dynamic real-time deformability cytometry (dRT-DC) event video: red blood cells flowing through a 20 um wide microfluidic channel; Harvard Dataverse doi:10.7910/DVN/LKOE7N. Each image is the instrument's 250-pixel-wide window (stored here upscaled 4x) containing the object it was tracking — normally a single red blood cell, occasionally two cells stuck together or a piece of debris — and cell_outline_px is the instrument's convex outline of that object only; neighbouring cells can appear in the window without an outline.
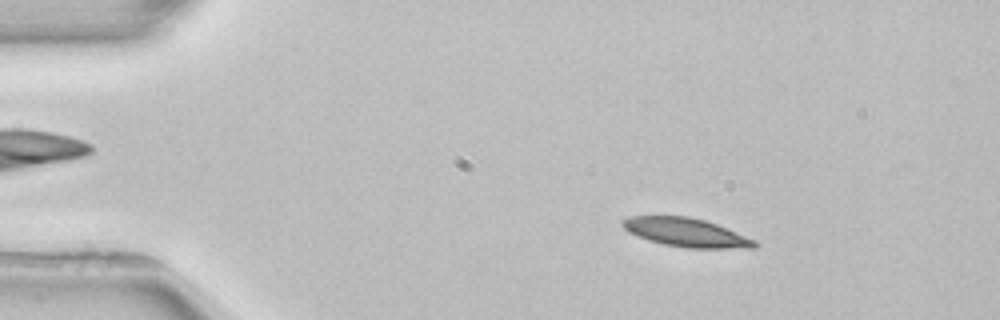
{"species": "common noctule bat (a hibernating species)", "species_latin": "Nyctalus noctula", "temperature_condition": "room temperature", "stored_images_in_passage": 3, "camera_frame_rate_fps": 3000, "um_per_image_px": 0.085, "animal": {"sex": "female", "body_mass_g": 22.7, "forearm_length_mm": 54.2}, "frame": {"image": 1, "passage_image": 1, "time_ms": 0.0, "image_size_px": [1000, 320], "cell_outline_px": [[756, 248], [684, 248], [664, 244], [648, 240], [628, 232], [620, 224], [620, 220], [628, 216], [688, 216], [704, 220], [716, 224], [756, 240]], "centroid_in_image_um": [58.27, 19.75], "position_along_channel_um": 26.7, "area_um2": 22.08}}